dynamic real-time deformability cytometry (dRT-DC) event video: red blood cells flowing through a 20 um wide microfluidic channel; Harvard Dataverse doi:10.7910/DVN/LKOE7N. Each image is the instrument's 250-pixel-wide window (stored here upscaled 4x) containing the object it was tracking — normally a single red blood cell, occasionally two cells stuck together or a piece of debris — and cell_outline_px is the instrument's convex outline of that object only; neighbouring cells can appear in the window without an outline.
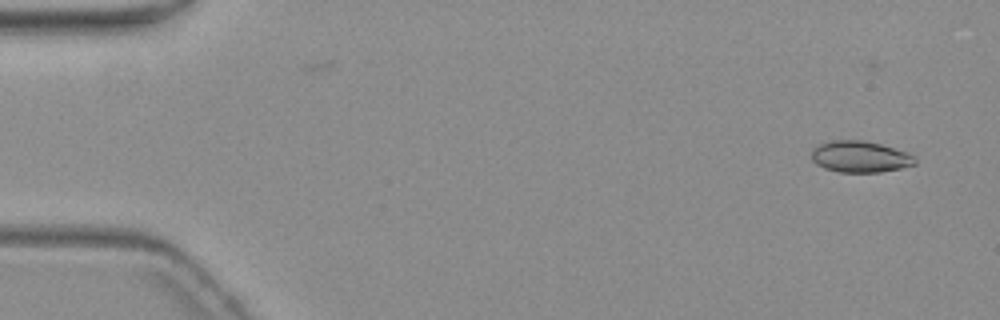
{"species": "common noctule bat (a hibernating species)", "species_latin": "Nyctalus noctula", "temperature_condition": "warm", "stored_images_in_passage": 5, "camera_frame_rate_fps": 3000, "um_per_image_px": 0.085, "animal": {"sex": "female", "body_mass_g": 19.3, "forearm_length_mm": 54.1}, "frame": {"image": 1, "passage_image": 1, "time_ms": 0.0, "image_size_px": [1000, 320], "cell_outline_px": [[916, 164], [900, 168], [880, 172], [840, 172], [824, 168], [816, 164], [812, 160], [812, 148], [820, 144], [832, 140], [860, 140], [880, 144], [908, 152], [916, 156]], "centroid_in_image_um": [73.12, 13.32], "position_along_channel_um": 11.9, "area_um2": 18.96}}
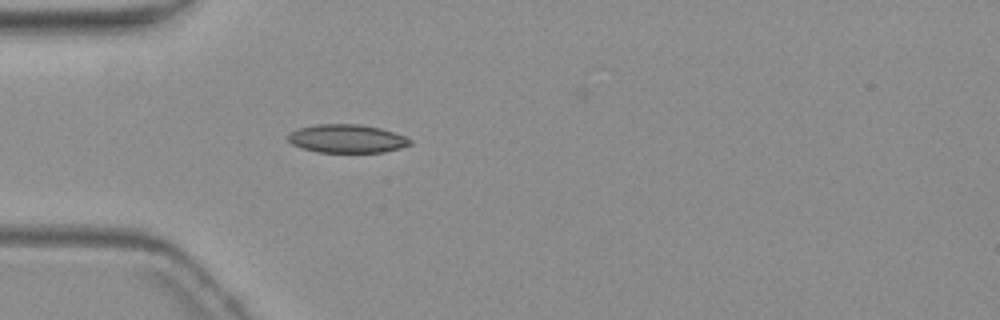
{"frame": {"image": 2, "passage_image": 5, "time_ms": 4.667, "image_size_px": [1000, 320], "cell_outline_px": [[412, 144], [400, 148], [384, 152], [316, 152], [300, 148], [292, 144], [288, 140], [288, 132], [300, 128], [316, 124], [360, 124], [380, 128], [404, 136], [412, 140]], "centroid_in_image_um": [29.46, 11.79], "position_along_channel_um": 55.5, "area_um2": 20.23}}